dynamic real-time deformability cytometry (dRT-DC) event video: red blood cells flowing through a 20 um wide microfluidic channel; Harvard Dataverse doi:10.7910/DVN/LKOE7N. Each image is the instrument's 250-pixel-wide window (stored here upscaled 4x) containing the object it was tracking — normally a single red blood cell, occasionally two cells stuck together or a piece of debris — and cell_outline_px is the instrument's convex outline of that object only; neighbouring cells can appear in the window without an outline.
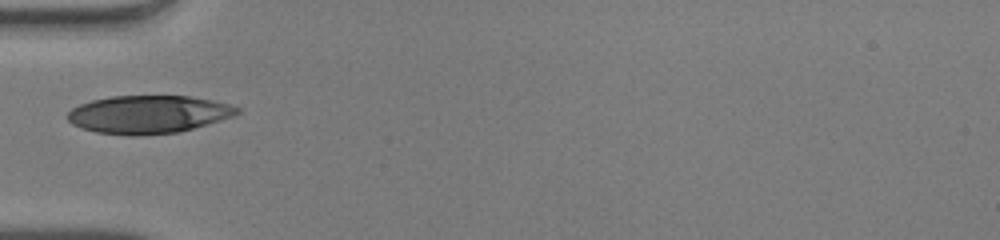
{"species": "human", "species_latin": "Homo sapiens", "temperature_condition": "warm", "stored_images_in_passage": 17, "camera_frame_rate_fps": 3000, "um_per_image_px": 0.085, "donor": {"sex": "male"}, "frame": {"image": 1, "passage_image": 1, "time_ms": 0.0, "image_size_px": [1000, 240], "cell_outline_px": [[240, 112], [232, 116], [220, 120], [192, 128], [176, 132], [136, 136], [128, 136], [96, 132], [80, 128], [72, 124], [64, 116], [72, 108], [80, 104], [92, 100], [112, 96], [188, 96], [212, 100], [228, 104], [240, 108]], "centroid_in_image_um": [12.55, 9.72], "position_along_channel_um": 72.5, "area_um2": 37.45}}